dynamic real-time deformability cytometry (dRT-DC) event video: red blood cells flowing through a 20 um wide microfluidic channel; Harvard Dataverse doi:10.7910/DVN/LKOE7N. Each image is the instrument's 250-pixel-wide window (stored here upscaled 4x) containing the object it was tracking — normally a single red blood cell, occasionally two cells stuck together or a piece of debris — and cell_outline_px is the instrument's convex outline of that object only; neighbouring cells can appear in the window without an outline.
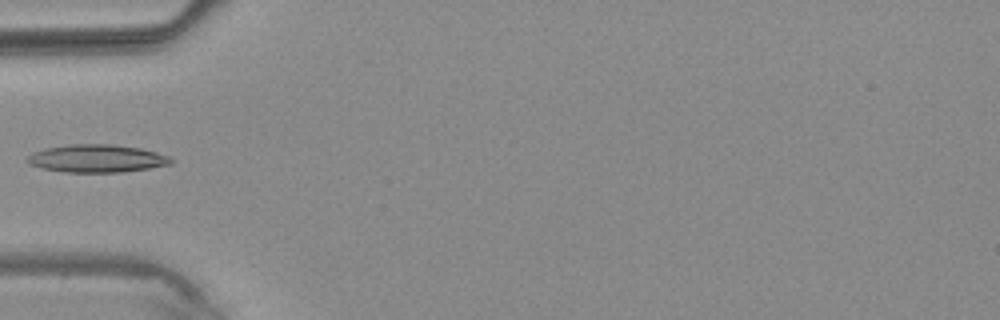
{"species": "common noctule bat (a hibernating species)", "species_latin": "Nyctalus noctula", "temperature_condition": "warm", "stored_images_in_passage": 3, "camera_frame_rate_fps": 3000, "um_per_image_px": 0.085, "animal": {"sex": "male", "body_mass_g": 20.4}, "frame": {"image": 1, "passage_image": 3, "time_ms": 2.333, "image_size_px": [1000, 320], "cell_outline_px": [[172, 164], [124, 172], [64, 172], [40, 168], [28, 164], [24, 160], [32, 152], [44, 148], [68, 144], [112, 144], [140, 148], [156, 152], [168, 156], [172, 160]], "centroid_in_image_um": [8.16, 13.47], "position_along_channel_um": 76.8, "area_um2": 23.47}}